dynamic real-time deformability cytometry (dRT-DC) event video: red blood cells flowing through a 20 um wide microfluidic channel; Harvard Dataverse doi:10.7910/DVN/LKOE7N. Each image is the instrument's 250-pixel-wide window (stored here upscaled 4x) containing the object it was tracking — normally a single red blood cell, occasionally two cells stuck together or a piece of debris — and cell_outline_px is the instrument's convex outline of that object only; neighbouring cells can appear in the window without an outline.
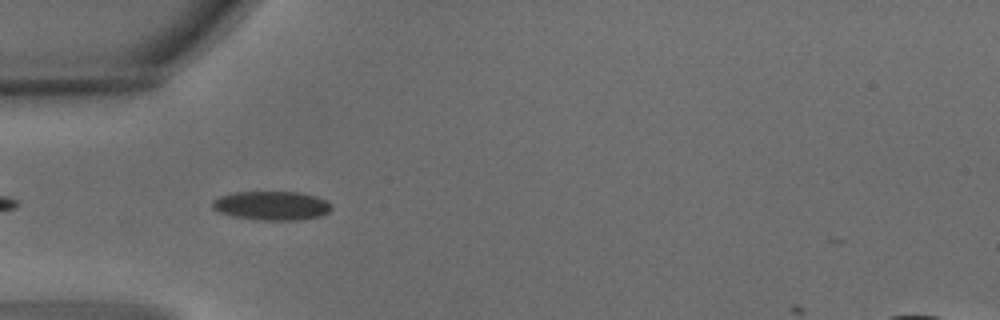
{"species": "common noctule bat (a hibernating species)", "species_latin": "Nyctalus noctula", "temperature_condition": "warm", "stored_images_in_passage": 6, "camera_frame_rate_fps": 3000, "um_per_image_px": 0.085, "animal": {"sex": "male", "body_mass_g": 15.6}, "frame": {"image": 1, "passage_image": 5, "time_ms": 1.333, "image_size_px": [1000, 320], "cell_outline_px": [[332, 208], [328, 212], [320, 216], [296, 220], [256, 220], [232, 216], [220, 212], [212, 208], [212, 200], [220, 196], [236, 192], [300, 192], [316, 196], [332, 204]], "centroid_in_image_um": [23.08, 17.48], "position_along_channel_um": 61.9, "area_um2": 20.11}}
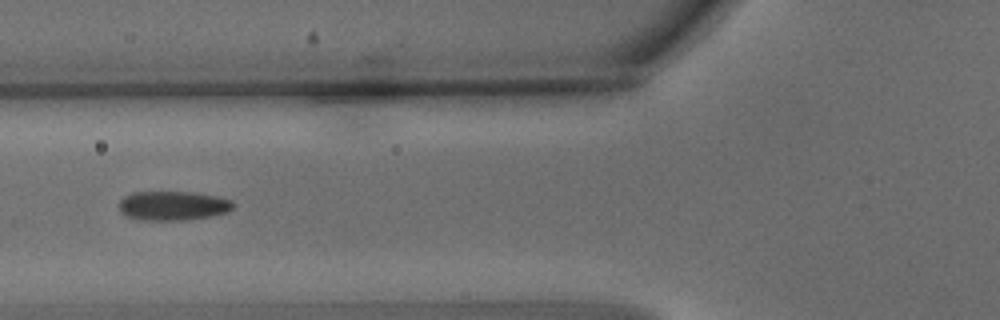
{"frame": {"image": 2, "passage_image": 6, "time_ms": 1.667, "image_size_px": [1000, 320], "cell_outline_px": [[236, 204], [228, 212], [212, 216], [184, 220], [140, 220], [128, 216], [120, 212], [120, 200], [124, 196], [132, 192], [188, 192], [216, 196], [232, 200]], "centroid_in_image_um": [14.71, 17.49], "position_along_channel_um": 111.1, "area_um2": 19.48}}